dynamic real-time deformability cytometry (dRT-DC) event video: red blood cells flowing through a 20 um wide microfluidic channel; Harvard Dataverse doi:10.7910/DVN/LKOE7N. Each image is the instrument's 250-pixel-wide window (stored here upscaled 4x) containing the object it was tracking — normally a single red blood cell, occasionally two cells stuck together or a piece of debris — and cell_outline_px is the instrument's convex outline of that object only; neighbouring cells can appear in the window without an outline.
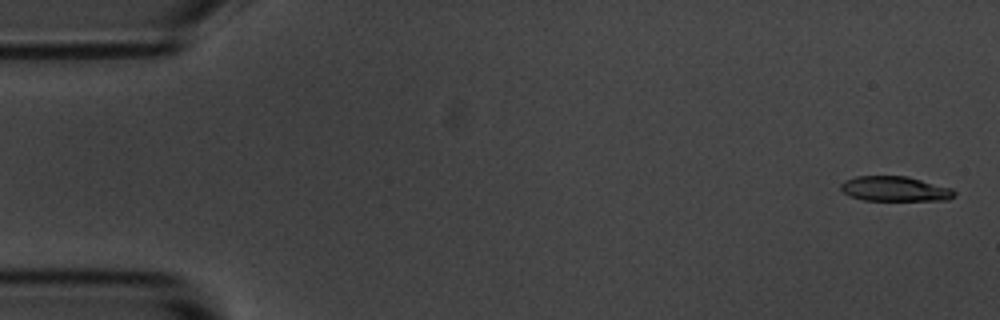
{"species": "common noctule bat (a hibernating species)", "species_latin": "Nyctalus noctula", "temperature_condition": "room temperature", "stored_images_in_passage": 4, "camera_frame_rate_fps": 3000, "um_per_image_px": 0.085, "animal": {"sex": "male", "body_mass_g": 20.1, "forearm_length_mm": 53.5}, "frame": {"image": 1, "passage_image": 1, "time_ms": 0.0, "image_size_px": [1000, 320], "cell_outline_px": [[956, 196], [948, 200], [864, 200], [848, 196], [840, 188], [840, 184], [844, 180], [856, 176], [908, 176], [952, 188], [956, 192]], "centroid_in_image_um": [76.07, 16.05], "position_along_channel_um": 8.9, "area_um2": 16.65}}